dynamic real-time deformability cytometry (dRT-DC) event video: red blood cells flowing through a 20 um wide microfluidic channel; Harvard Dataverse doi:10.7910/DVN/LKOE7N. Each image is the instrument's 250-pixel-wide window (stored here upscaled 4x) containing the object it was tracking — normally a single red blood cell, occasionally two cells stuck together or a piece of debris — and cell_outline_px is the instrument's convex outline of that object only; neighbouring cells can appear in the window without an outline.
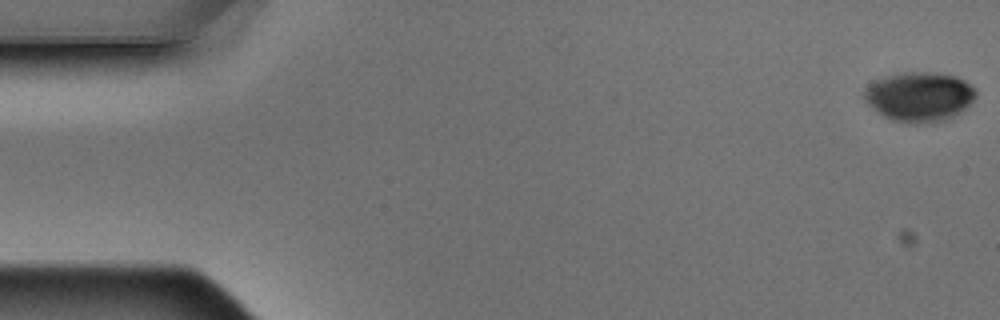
{"species": "Egyptian fruit bat (a non-hibernating species)", "species_latin": "Rousettus aegyptiacus", "temperature_condition": "warm", "stored_images_in_passage": 5, "camera_frame_rate_fps": 3000, "um_per_image_px": 0.085, "animal": {"sex": "male"}, "frame": {"image": 1, "passage_image": 1, "time_ms": 0.0, "image_size_px": [1000, 320], "cell_outline_px": [[976, 96], [960, 112], [952, 116], [940, 120], [916, 124], [912, 124], [892, 120], [884, 116], [872, 108], [864, 100], [864, 88], [868, 84], [876, 80], [888, 76], [904, 72], [936, 72], [956, 76], [972, 84], [976, 88]], "centroid_in_image_um": [78.13, 8.2], "position_along_channel_um": 6.9, "area_um2": 32.14}}
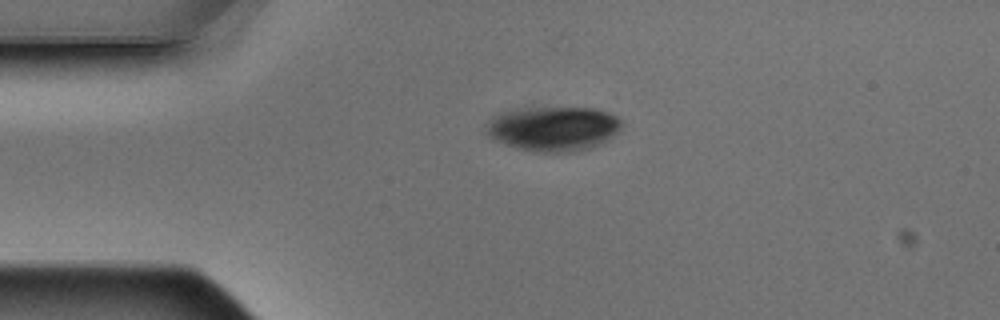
{"frame": {"image": 2, "passage_image": 4, "time_ms": 1.0, "image_size_px": [1000, 320], "cell_outline_px": [[620, 128], [616, 132], [600, 144], [588, 148], [568, 152], [532, 152], [516, 148], [496, 140], [488, 136], [484, 132], [488, 120], [492, 116], [500, 112], [528, 108], [596, 108], [608, 112], [616, 116], [620, 120]], "centroid_in_image_um": [46.97, 10.93], "position_along_channel_um": 38.0, "area_um2": 35.08}}